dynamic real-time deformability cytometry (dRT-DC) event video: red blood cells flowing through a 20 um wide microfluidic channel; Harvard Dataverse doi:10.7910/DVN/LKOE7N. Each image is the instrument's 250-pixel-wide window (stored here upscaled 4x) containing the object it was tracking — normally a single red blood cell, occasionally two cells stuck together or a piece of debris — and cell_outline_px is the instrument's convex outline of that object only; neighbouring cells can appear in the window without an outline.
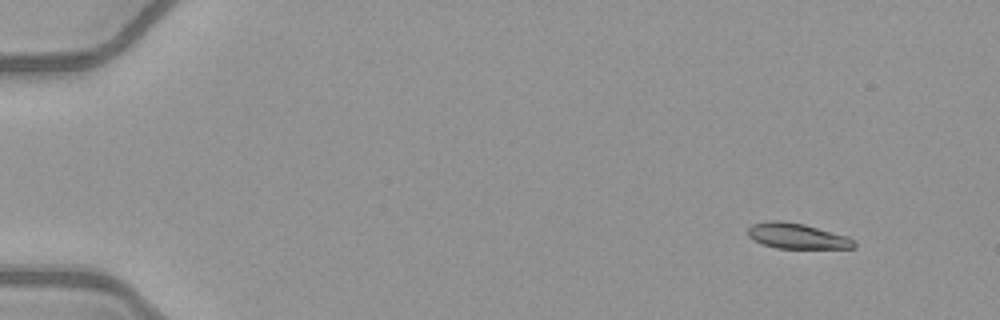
{"species": "common noctule bat (a hibernating species)", "species_latin": "Nyctalus noctula", "temperature_condition": "warm", "stored_images_in_passage": 48, "camera_frame_rate_fps": 3000, "um_per_image_px": 0.085, "animal": {"sex": "female", "body_mass_g": 21.9}, "frame": {"image": 1, "passage_image": 1, "time_ms": 0.0, "image_size_px": [1000, 320], "cell_outline_px": [[856, 248], [776, 248], [752, 240], [748, 236], [748, 228], [752, 224], [768, 220], [780, 220], [804, 224], [848, 236], [856, 240]], "centroid_in_image_um": [67.76, 20.05], "position_along_channel_um": 17.2, "area_um2": 15.9}}
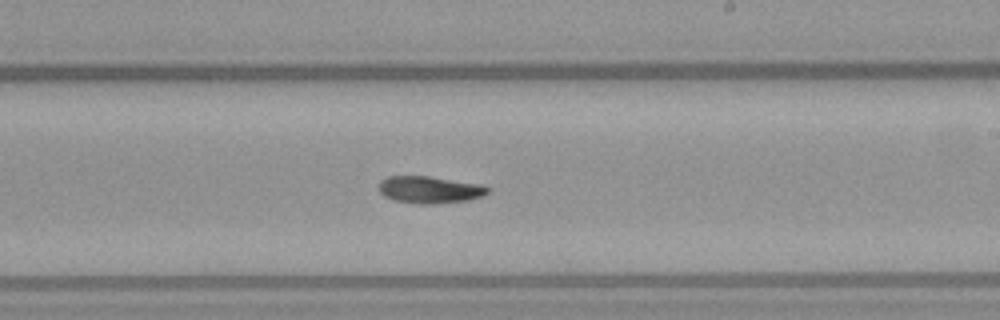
{"frame": {"image": 2, "passage_image": 28, "time_ms": 9.0, "image_size_px": [1000, 320], "cell_outline_px": [[492, 188], [484, 196], [468, 200], [436, 204], [420, 204], [392, 200], [384, 196], [380, 192], [380, 180], [388, 176], [428, 176], [484, 184]], "centroid_in_image_um": [36.57, 16.12], "position_along_channel_um": 252.4, "area_um2": 17.46}}
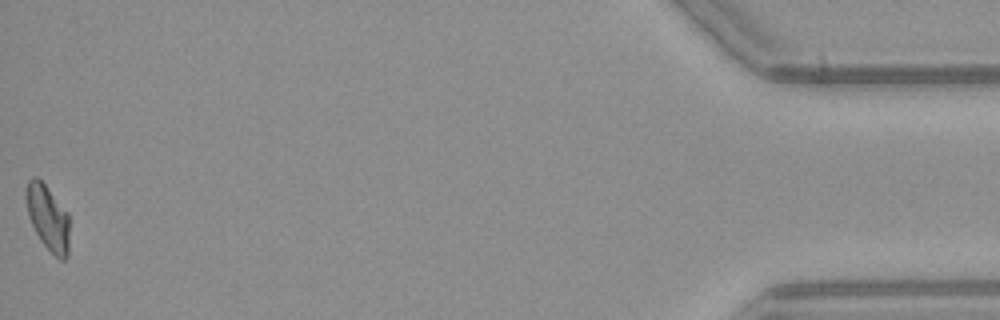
{"frame": {"image": 3, "passage_image": 48, "time_ms": 15.667, "image_size_px": [1000, 320], "cell_outline_px": [[68, 256], [64, 260], [60, 260], [40, 240], [28, 216], [24, 196], [24, 192], [28, 180], [32, 176], [36, 176], [44, 184], [68, 212]], "centroid_in_image_um": [4.04, 18.47], "position_along_channel_um": 431.2, "area_um2": 16.47}}